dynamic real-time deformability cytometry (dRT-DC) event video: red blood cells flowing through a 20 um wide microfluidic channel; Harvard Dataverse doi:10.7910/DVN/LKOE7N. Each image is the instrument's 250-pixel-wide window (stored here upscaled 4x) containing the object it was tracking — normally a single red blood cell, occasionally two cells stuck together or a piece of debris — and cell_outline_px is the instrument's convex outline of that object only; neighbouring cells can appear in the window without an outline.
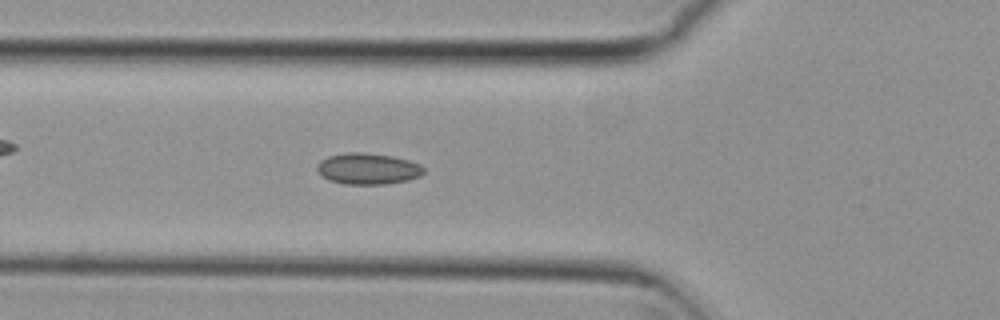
{"species": "common noctule bat (a hibernating species)", "species_latin": "Nyctalus noctula", "temperature_condition": "cold", "stored_images_in_passage": 41, "camera_frame_rate_fps": 3000, "um_per_image_px": 0.085, "animal": {"sex": "female", "body_mass_g": 29.2, "forearm_length_mm": 56.3}, "frame": {"image": 1, "passage_image": 7, "time_ms": 2.0, "image_size_px": [1000, 320], "cell_outline_px": [[424, 172], [420, 176], [408, 180], [384, 184], [344, 184], [328, 180], [316, 168], [316, 164], [320, 160], [328, 156], [348, 152], [364, 152], [392, 156], [408, 160], [420, 164], [424, 168]], "centroid_in_image_um": [31.26, 14.33], "position_along_channel_um": 94.5, "area_um2": 19.42}}
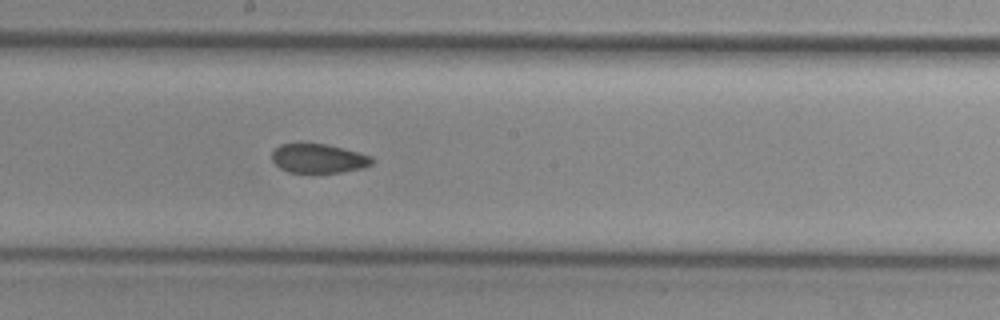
{"frame": {"image": 2, "passage_image": 17, "time_ms": 5.333, "image_size_px": [1000, 320], "cell_outline_px": [[376, 160], [372, 164], [360, 168], [340, 172], [288, 172], [280, 168], [272, 160], [272, 152], [280, 144], [324, 144], [372, 156]], "centroid_in_image_um": [27.06, 13.47], "position_along_channel_um": 221.1, "area_um2": 16.65}}
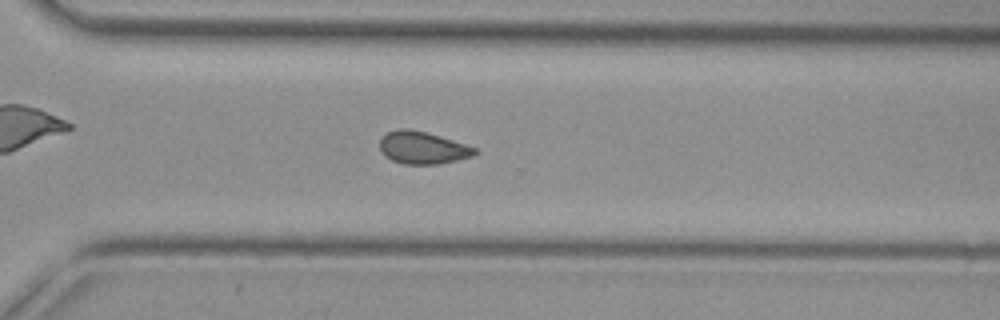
{"frame": {"image": 3, "passage_image": 26, "time_ms": 8.333, "image_size_px": [1000, 320], "cell_outline_px": [[480, 152], [472, 156], [456, 160], [436, 164], [404, 164], [392, 160], [384, 156], [380, 152], [380, 140], [388, 132], [400, 128], [408, 128], [440, 136], [476, 148]], "centroid_in_image_um": [35.9, 12.56], "position_along_channel_um": 334.7, "area_um2": 17.8}, "authors_computed_cell_mechanics": {"area_um2": 17.8602, "velocity_mm_per_s": 3.7905, "shape_relaxation_time_tau1_ms": null, "shape_relaxation_time_tau2_ms": 2.7341, "deformation_change_tau1": null, "deformation_change_tau2": 0.0642}}